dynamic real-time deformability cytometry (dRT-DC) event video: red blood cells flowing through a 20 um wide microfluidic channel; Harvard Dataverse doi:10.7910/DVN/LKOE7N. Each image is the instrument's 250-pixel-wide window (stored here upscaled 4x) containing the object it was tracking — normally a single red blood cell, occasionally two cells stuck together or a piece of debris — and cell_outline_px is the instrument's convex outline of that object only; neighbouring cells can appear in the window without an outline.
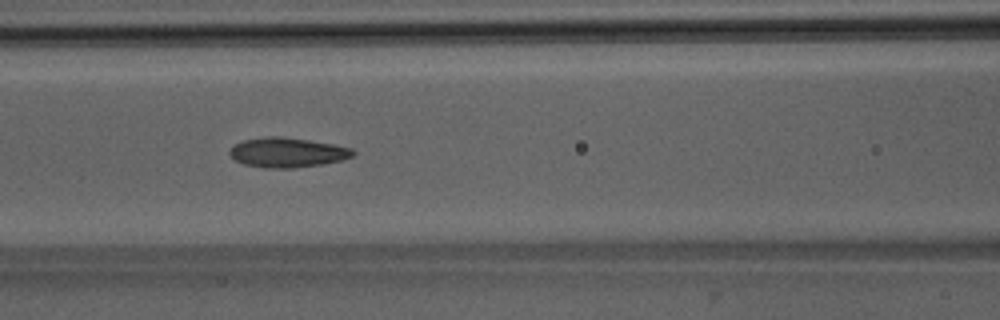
{"species": "Egyptian fruit bat (a non-hibernating species)", "species_latin": "Rousettus aegyptiacus", "temperature_condition": "room temperature", "stored_images_in_passage": 6, "camera_frame_rate_fps": 3000, "um_per_image_px": 0.085, "animal": {"sex": "male"}, "frame": {"image": 1, "passage_image": 4, "time_ms": 3.333, "image_size_px": [1000, 320], "cell_outline_px": [[356, 152], [352, 156], [344, 160], [320, 164], [292, 168], [264, 168], [244, 164], [236, 160], [228, 152], [232, 144], [244, 140], [264, 136], [284, 136], [332, 144], [352, 148]], "centroid_in_image_um": [24.4, 12.95], "position_along_channel_um": 142.2, "area_um2": 21.44}}